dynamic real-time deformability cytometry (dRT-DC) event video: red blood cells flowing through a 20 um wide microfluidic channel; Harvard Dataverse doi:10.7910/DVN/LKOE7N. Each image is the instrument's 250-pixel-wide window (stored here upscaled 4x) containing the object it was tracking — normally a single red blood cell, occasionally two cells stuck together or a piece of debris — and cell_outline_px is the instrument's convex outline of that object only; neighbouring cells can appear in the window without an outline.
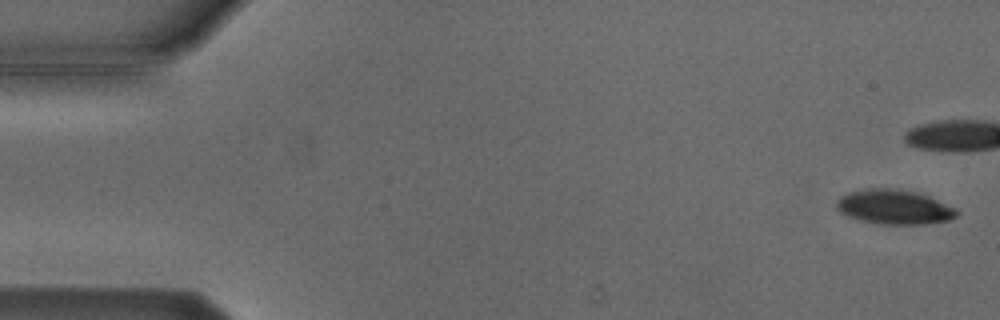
{"species": "Egyptian fruit bat (a non-hibernating species)", "species_latin": "Rousettus aegyptiacus", "temperature_condition": "cold", "stored_images_in_passage": 7, "camera_frame_rate_fps": 3000, "um_per_image_px": 0.085, "animal": {"sex": "male"}, "frame": {"image": 1, "passage_image": 1, "time_ms": 0.0, "image_size_px": [1000, 320], "cell_outline_px": [[960, 212], [956, 216], [948, 220], [924, 224], [880, 224], [860, 220], [848, 216], [840, 212], [836, 208], [836, 200], [840, 196], [848, 192], [864, 188], [900, 188], [916, 192], [928, 196], [956, 208]], "centroid_in_image_um": [75.98, 17.58], "position_along_channel_um": 9.0, "area_um2": 24.39}}
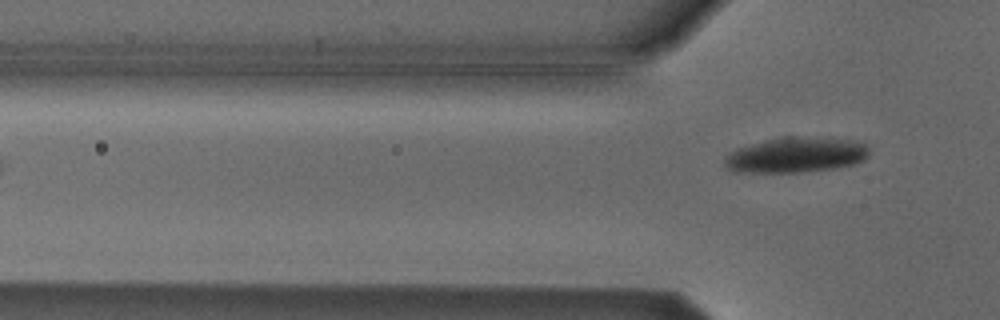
{"frame": {"image": 2, "passage_image": 7, "time_ms": 7.667, "image_size_px": [1000, 320], "cell_outline_px": [[868, 156], [864, 160], [856, 164], [832, 168], [800, 172], [732, 172], [724, 164], [724, 160], [736, 148], [764, 140], [784, 136], [796, 136], [864, 140], [868, 144]], "centroid_in_image_um": [67.72, 13.15], "position_along_channel_um": 58.1, "area_um2": 30.11}}